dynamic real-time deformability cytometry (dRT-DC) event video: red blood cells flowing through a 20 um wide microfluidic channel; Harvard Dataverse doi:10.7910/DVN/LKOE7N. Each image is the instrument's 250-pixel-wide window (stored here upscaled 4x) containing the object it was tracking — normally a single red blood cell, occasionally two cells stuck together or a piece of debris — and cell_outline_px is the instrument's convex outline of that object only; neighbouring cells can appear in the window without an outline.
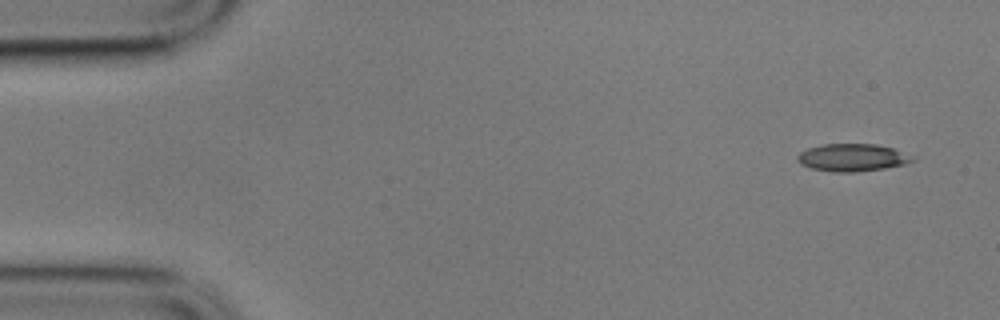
{"species": "common noctule bat (a hibernating species)", "species_latin": "Nyctalus noctula", "temperature_condition": "cold", "stored_images_in_passage": 9, "camera_frame_rate_fps": 3000, "um_per_image_px": 0.085, "animal": {"sex": "male", "body_mass_g": 17.9}, "frame": {"image": 1, "passage_image": 1, "time_ms": 0.0, "image_size_px": [1000, 320], "cell_outline_px": [[916, 160], [904, 164], [884, 168], [856, 172], [832, 172], [812, 168], [800, 164], [796, 160], [796, 156], [800, 152], [808, 148], [824, 144], [876, 144], [892, 148], [912, 156]], "centroid_in_image_um": [72.41, 13.39], "position_along_channel_um": 12.6, "area_um2": 18.38}}
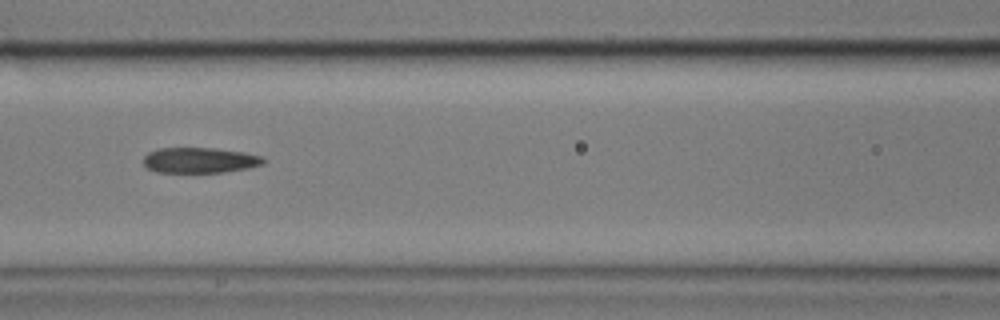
{"frame": {"image": 2, "passage_image": 7, "time_ms": 2.0, "image_size_px": [1000, 320], "cell_outline_px": [[268, 160], [264, 164], [248, 168], [224, 172], [156, 172], [148, 168], [144, 164], [144, 156], [148, 152], [156, 148], [216, 148], [244, 152], [264, 156]], "centroid_in_image_um": [17.03, 13.61], "position_along_channel_um": 149.6, "area_um2": 18.03}}